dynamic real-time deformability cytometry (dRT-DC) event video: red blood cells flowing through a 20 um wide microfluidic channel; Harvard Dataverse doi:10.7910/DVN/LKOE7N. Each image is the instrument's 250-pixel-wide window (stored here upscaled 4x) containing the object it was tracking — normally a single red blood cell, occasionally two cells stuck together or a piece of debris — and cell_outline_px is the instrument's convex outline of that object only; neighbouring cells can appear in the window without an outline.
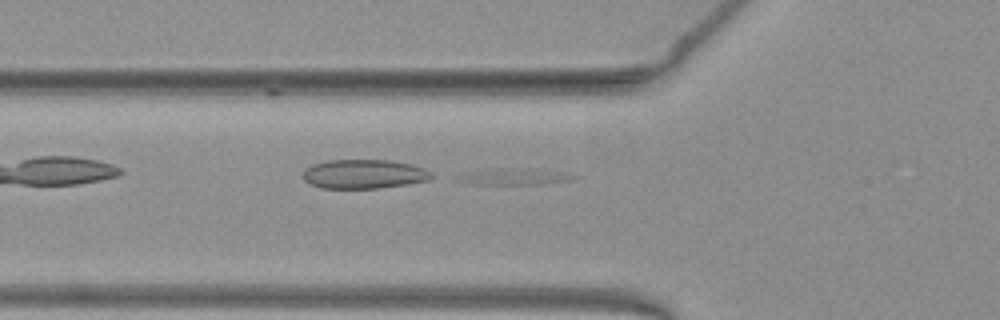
{"species": "common noctule bat (a hibernating species)", "species_latin": "Nyctalus noctula", "temperature_condition": "warm", "stored_images_in_passage": 37, "camera_frame_rate_fps": 3000, "um_per_image_px": 0.085, "animal": {"sex": "female", "body_mass_g": 19.3, "forearm_length_mm": 54.1}, "frame": {"image": 1, "passage_image": 4, "time_ms": 1.0, "image_size_px": [1000, 320], "cell_outline_px": [[580, 176], [572, 180], [540, 184], [476, 184], [456, 180], [456, 176], [464, 172], [492, 168], [540, 168]], "centroid_in_image_um": [43.71, 14.99], "position_along_channel_um": 82.1, "area_um2": 11.33}}
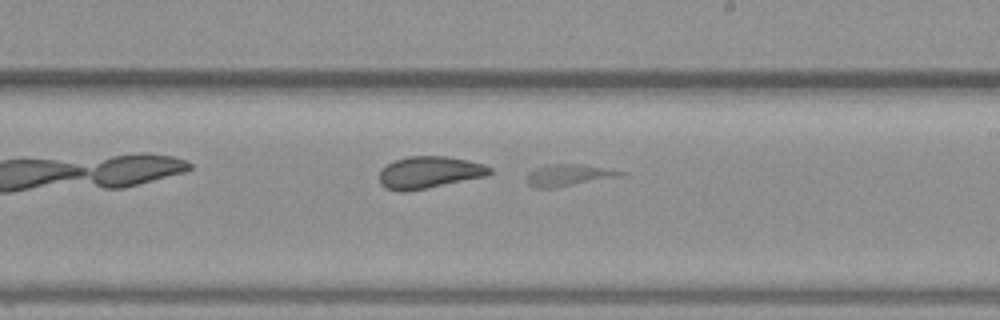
{"frame": {"image": 2, "passage_image": 16, "time_ms": 5.0, "image_size_px": [1000, 320], "cell_outline_px": [[628, 172], [624, 176], [556, 188], [536, 188], [528, 184], [528, 172], [536, 168], [548, 164], [580, 164]], "centroid_in_image_um": [48.37, 14.9], "position_along_channel_um": 240.6, "area_um2": 11.96}}
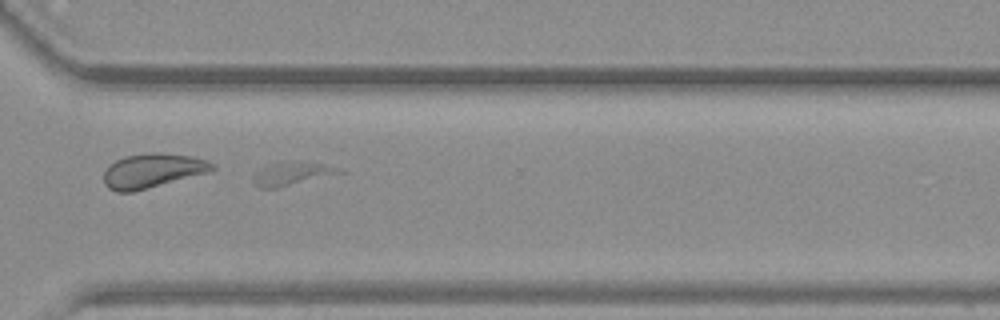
{"frame": {"image": 3, "passage_image": 24, "time_ms": 7.667, "image_size_px": [1000, 320], "cell_outline_px": [[348, 172], [280, 188], [260, 188], [252, 180], [252, 176], [260, 168], [268, 164], [296, 160], [324, 164]], "centroid_in_image_um": [24.83, 14.76], "position_along_channel_um": 345.8, "area_um2": 12.02}}